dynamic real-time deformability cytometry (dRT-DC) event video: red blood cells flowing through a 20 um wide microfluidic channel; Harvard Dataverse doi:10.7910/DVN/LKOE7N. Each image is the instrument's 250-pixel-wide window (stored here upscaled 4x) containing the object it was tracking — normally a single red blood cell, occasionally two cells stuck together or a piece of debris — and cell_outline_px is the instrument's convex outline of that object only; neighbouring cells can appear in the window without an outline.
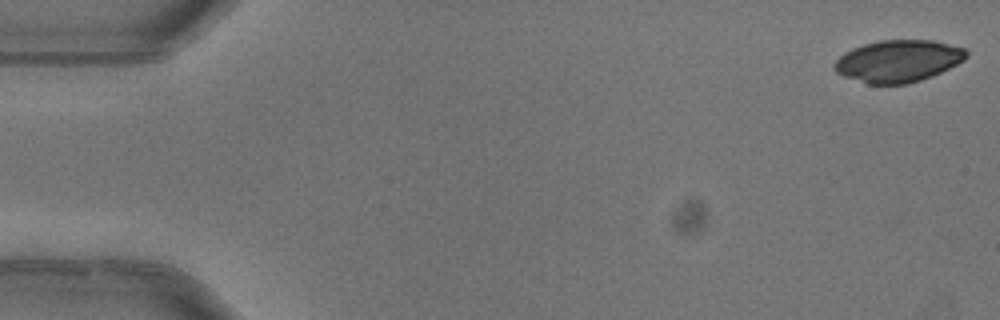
{"species": "common noctule bat (a hibernating species)", "species_latin": "Nyctalus noctula", "temperature_condition": "warm", "stored_images_in_passage": 4, "camera_frame_rate_fps": 3000, "um_per_image_px": 0.085, "animal": {"sex": "female"}, "frame": {"image": 1, "passage_image": 1, "time_ms": 0.0, "image_size_px": [1000, 320], "cell_outline_px": [[968, 56], [964, 60], [932, 76], [908, 84], [868, 84], [844, 76], [836, 72], [832, 68], [832, 64], [844, 52], [852, 48], [864, 44], [880, 40], [932, 40], [964, 48], [968, 52]], "centroid_in_image_um": [76.32, 5.19], "position_along_channel_um": 8.7, "area_um2": 32.31}}
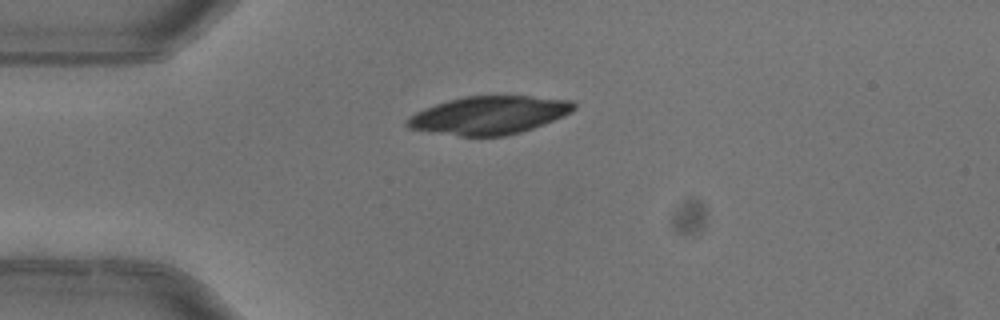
{"frame": {"image": 2, "passage_image": 4, "time_ms": 1.0, "image_size_px": [1000, 320], "cell_outline_px": [[576, 108], [572, 112], [564, 116], [544, 124], [520, 132], [504, 136], [460, 136], [432, 132], [408, 128], [404, 124], [404, 120], [416, 112], [424, 108], [448, 100], [464, 96], [532, 96], [572, 100], [576, 104]], "centroid_in_image_um": [41.57, 9.79], "position_along_channel_um": 43.4, "area_um2": 37.11}}